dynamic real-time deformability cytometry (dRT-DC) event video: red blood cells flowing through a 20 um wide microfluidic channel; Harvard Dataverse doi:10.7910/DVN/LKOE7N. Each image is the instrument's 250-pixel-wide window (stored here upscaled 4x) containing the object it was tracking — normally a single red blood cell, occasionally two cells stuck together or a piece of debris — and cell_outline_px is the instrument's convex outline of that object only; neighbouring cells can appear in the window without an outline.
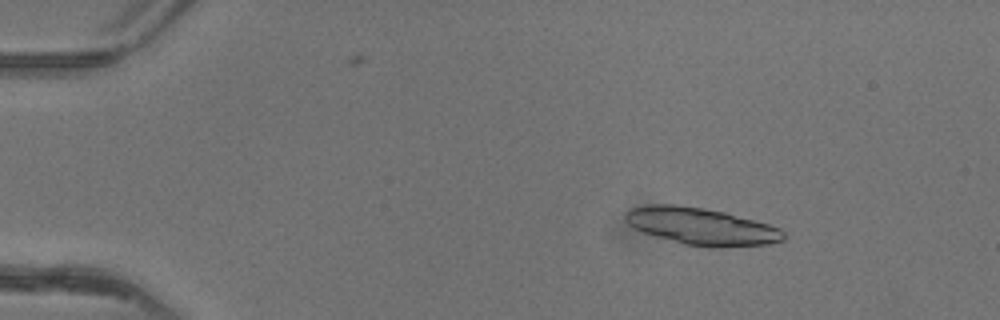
{"species": "common noctule bat (a hibernating species)", "species_latin": "Nyctalus noctula", "temperature_condition": "warm", "stored_images_in_passage": 51, "segment_of_instrument_passage": [1, 2], "camera_frame_rate_fps": 3000, "um_per_image_px": 0.085, "animal": {"sex": "female"}, "frame": {"image": 1, "passage_image": 8, "time_ms": 2.333, "image_size_px": [1000, 320], "cell_outline_px": [[784, 240], [768, 244], [720, 248], [708, 248], [684, 244], [644, 232], [628, 224], [624, 220], [624, 212], [632, 208], [648, 204], [676, 204], [704, 208], [724, 212], [768, 224], [780, 228], [784, 232]], "centroid_in_image_um": [59.61, 19.24], "position_along_channel_um": 25.4, "area_um2": 34.22}}